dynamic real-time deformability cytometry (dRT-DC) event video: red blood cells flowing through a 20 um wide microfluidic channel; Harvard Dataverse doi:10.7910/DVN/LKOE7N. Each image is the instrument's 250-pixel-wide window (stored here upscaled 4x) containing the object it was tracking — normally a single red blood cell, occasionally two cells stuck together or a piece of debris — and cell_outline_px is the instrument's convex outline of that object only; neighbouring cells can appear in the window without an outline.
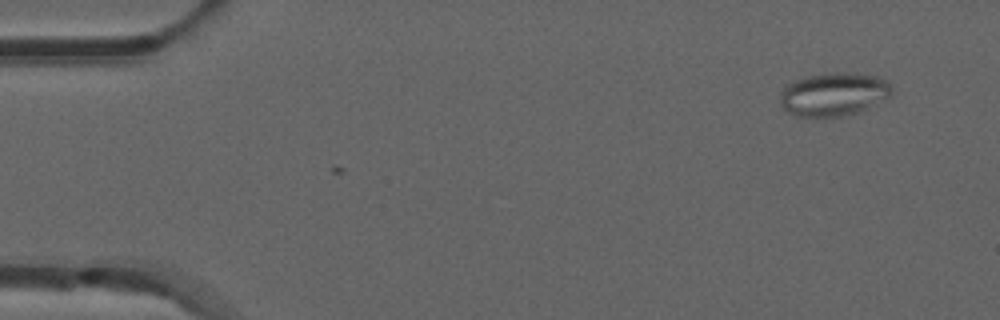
{"species": "common noctule bat (a hibernating species)", "species_latin": "Nyctalus noctula", "temperature_condition": "room temperature", "stored_images_in_passage": 9, "camera_frame_rate_fps": 3000, "um_per_image_px": 0.085, "animal": {"sex": "male", "forearm_length_mm": 52.5}, "frame": {"image": 1, "passage_image": 9, "time_ms": 2.667, "image_size_px": [1000, 320], "cell_outline_px": [[892, 92], [888, 96], [868, 108], [856, 112], [840, 116], [796, 116], [788, 112], [780, 104], [780, 92], [792, 80], [804, 76], [836, 72], [848, 72], [876, 76], [888, 80], [892, 88]], "centroid_in_image_um": [70.84, 7.99], "position_along_channel_um": 14.2, "area_um2": 28.15}}